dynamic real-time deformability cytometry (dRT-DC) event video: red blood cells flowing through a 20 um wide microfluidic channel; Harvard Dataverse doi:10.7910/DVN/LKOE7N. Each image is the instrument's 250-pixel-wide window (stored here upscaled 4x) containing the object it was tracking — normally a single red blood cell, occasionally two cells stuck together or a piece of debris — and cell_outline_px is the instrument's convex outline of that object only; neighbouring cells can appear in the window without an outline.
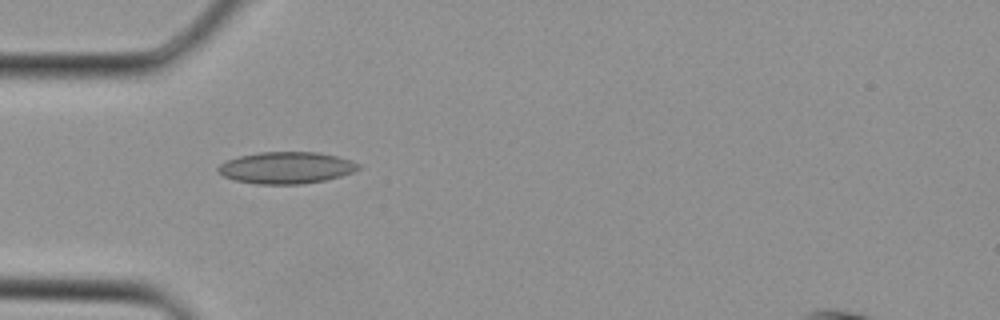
{"species": "Egyptian fruit bat (a non-hibernating species)", "species_latin": "Rousettus aegyptiacus", "temperature_condition": "cold", "stored_images_in_passage": 3, "camera_frame_rate_fps": 3000, "um_per_image_px": 0.085, "animal": {"sex": "female"}, "frame": {"image": 1, "passage_image": 3, "time_ms": 0.667, "image_size_px": [1000, 320], "cell_outline_px": [[364, 168], [340, 176], [324, 180], [300, 184], [256, 184], [236, 180], [224, 176], [216, 172], [216, 168], [220, 164], [228, 160], [240, 156], [260, 152], [320, 152], [352, 160], [360, 164]], "centroid_in_image_um": [24.36, 14.25], "position_along_channel_um": 60.6, "area_um2": 26.01}}